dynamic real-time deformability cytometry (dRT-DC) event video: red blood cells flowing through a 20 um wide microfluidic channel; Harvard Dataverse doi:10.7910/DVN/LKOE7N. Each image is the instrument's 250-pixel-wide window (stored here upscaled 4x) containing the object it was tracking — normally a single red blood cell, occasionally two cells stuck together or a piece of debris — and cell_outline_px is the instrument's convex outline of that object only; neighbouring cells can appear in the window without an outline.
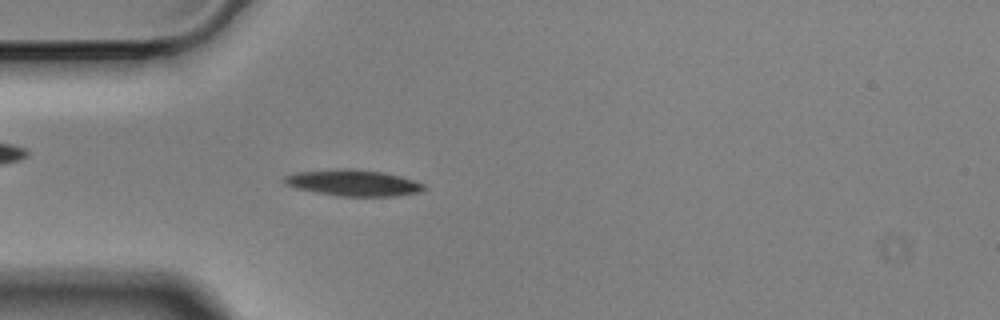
{"species": "Egyptian fruit bat (a non-hibernating species)", "species_latin": "Rousettus aegyptiacus", "temperature_condition": "cold", "stored_images_in_passage": 2, "camera_frame_rate_fps": 3000, "um_per_image_px": 0.085, "animal": {"sex": "male"}, "frame": {"image": 1, "passage_image": 2, "time_ms": 0.333, "image_size_px": [1000, 320], "cell_outline_px": [[424, 188], [420, 192], [396, 196], [340, 196], [316, 192], [296, 188], [284, 184], [280, 180], [284, 176], [292, 172], [336, 168], [356, 168], [384, 172], [400, 176], [424, 184]], "centroid_in_image_um": [29.94, 15.52], "position_along_channel_um": 55.1, "area_um2": 21.68}}